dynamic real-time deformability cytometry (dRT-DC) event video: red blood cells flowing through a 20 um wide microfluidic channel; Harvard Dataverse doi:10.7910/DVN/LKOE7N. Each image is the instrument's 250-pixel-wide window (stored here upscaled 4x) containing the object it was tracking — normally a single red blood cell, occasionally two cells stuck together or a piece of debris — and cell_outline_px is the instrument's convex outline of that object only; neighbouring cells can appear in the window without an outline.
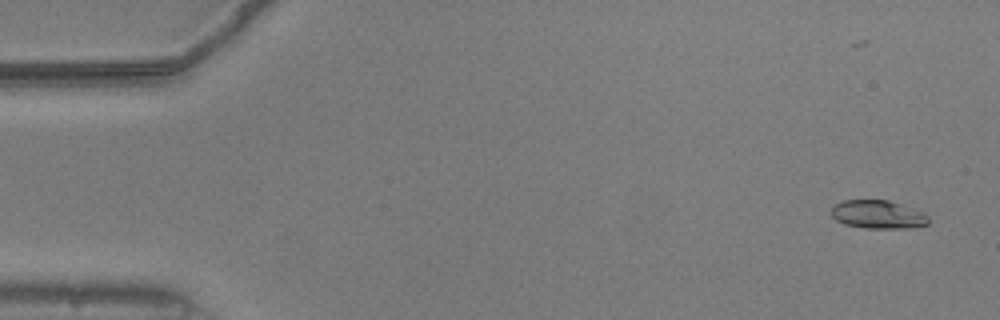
{"species": "common noctule bat (a hibernating species)", "species_latin": "Nyctalus noctula", "temperature_condition": "warm", "stored_images_in_passage": 57, "camera_frame_rate_fps": 3000, "um_per_image_px": 0.085, "animal": {"sex": "male", "body_mass_g": 20.5, "forearm_length_mm": 52.5}, "frame": {"image": 1, "passage_image": 5, "time_ms": 1.333, "image_size_px": [1000, 320], "cell_outline_px": [[928, 224], [912, 228], [864, 228], [844, 224], [836, 220], [832, 216], [832, 204], [844, 200], [888, 200], [924, 212], [928, 216]], "centroid_in_image_um": [74.62, 18.23], "position_along_channel_um": 10.4, "area_um2": 16.13}}
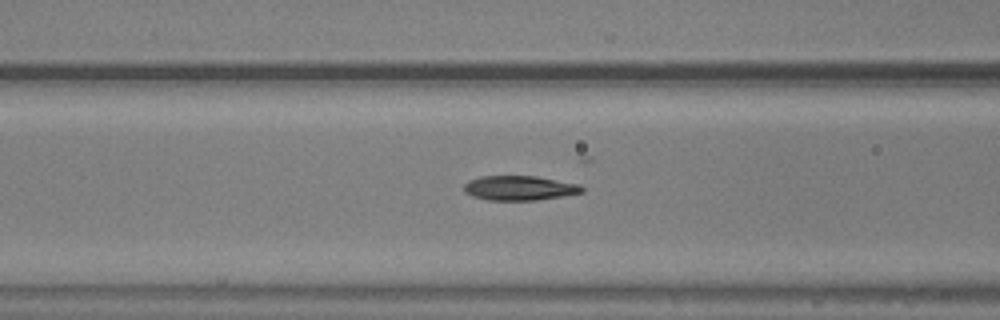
{"frame": {"image": 2, "passage_image": 24, "time_ms": 7.667, "image_size_px": [1000, 320], "cell_outline_px": [[584, 192], [536, 200], [488, 200], [472, 196], [464, 192], [464, 184], [468, 180], [480, 176], [536, 176], [580, 184], [584, 188]], "centroid_in_image_um": [44.13, 15.97], "position_along_channel_um": 122.5, "area_um2": 16.94}}
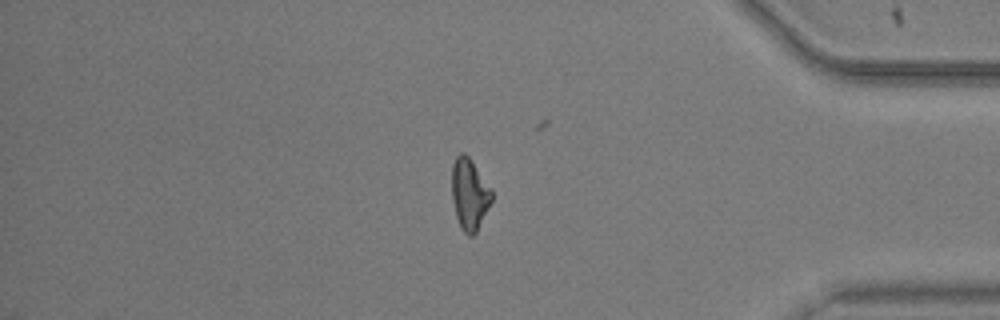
{"frame": {"image": 3, "passage_image": 48, "time_ms": 15.667, "image_size_px": [1000, 320], "cell_outline_px": [[492, 200], [476, 232], [472, 236], [468, 236], [460, 228], [456, 216], [452, 200], [452, 164], [456, 156], [460, 152], [464, 152], [468, 156], [492, 188]], "centroid_in_image_um": [39.9, 16.49], "position_along_channel_um": 395.3, "area_um2": 16.65}, "authors_computed_cell_mechanics": {"area_um2": 16.7042, "velocity_mm_per_s": 3.7794, "shape_relaxation_time_tau1_ms": 9.0368, "shape_relaxation_time_tau2_ms": 3.639, "deformation_change_tau1": 0.2457, "deformation_change_tau2": 0.1002}}